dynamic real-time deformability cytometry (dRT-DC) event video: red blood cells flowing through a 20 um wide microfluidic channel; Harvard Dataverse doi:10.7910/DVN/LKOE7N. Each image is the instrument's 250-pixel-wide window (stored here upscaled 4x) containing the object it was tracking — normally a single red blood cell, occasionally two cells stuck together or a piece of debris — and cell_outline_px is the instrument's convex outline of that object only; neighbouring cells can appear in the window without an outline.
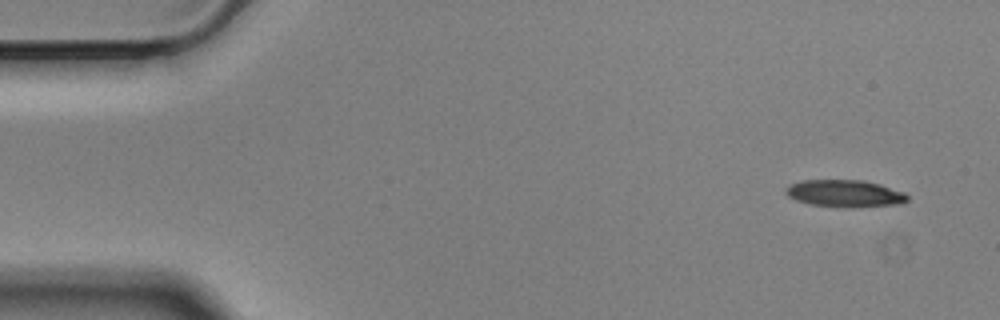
{"species": "Egyptian fruit bat (a non-hibernating species)", "species_latin": "Rousettus aegyptiacus", "temperature_condition": "cold", "stored_images_in_passage": 54, "camera_frame_rate_fps": 3000, "um_per_image_px": 0.085, "animal": {"sex": "male"}, "frame": {"image": 1, "passage_image": 1, "time_ms": 0.0, "image_size_px": [1000, 320], "cell_outline_px": [[908, 200], [900, 204], [808, 204], [796, 200], [788, 196], [784, 192], [784, 188], [800, 180], [864, 180], [880, 184], [904, 192], [908, 196]], "centroid_in_image_um": [71.75, 16.37], "position_along_channel_um": 13.2, "area_um2": 18.09}}
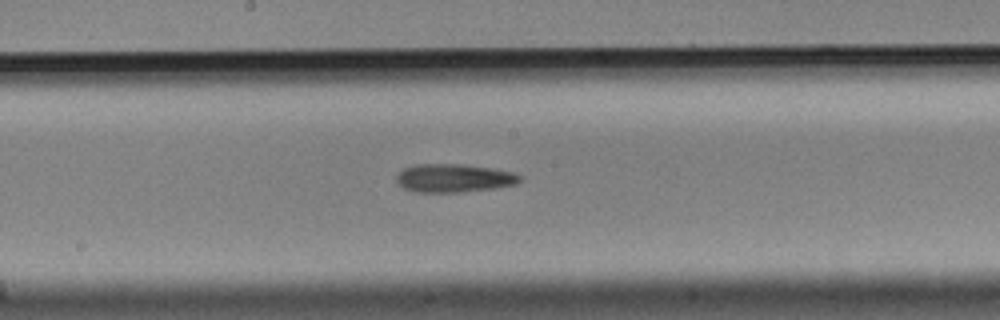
{"frame": {"image": 2, "passage_image": 27, "time_ms": 8.667, "image_size_px": [1000, 320], "cell_outline_px": [[520, 180], [516, 184], [492, 188], [456, 192], [416, 192], [404, 188], [396, 184], [396, 176], [404, 168], [416, 164], [456, 164], [492, 168], [512, 172], [520, 176]], "centroid_in_image_um": [38.52, 15.14], "position_along_channel_um": 209.7, "area_um2": 20.11}}
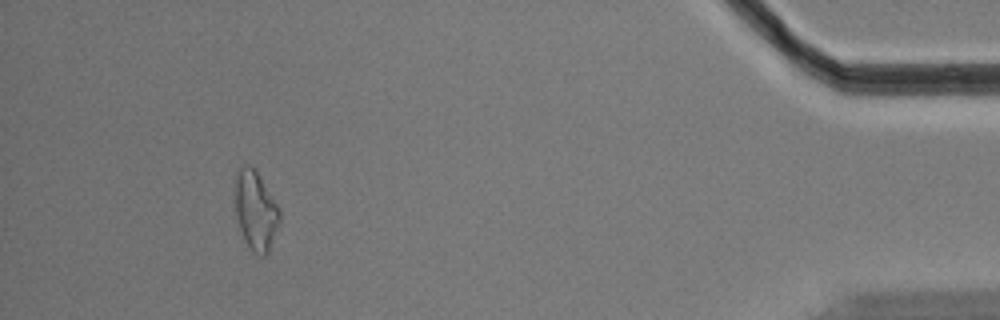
{"frame": {"image": 3, "passage_image": 50, "time_ms": 16.333, "image_size_px": [1000, 320], "cell_outline_px": [[280, 224], [268, 252], [264, 256], [260, 256], [252, 252], [244, 240], [236, 216], [236, 172], [244, 164], [248, 164], [256, 172], [280, 208]], "centroid_in_image_um": [21.75, 17.95], "position_along_channel_um": 413.5, "area_um2": 20.35}, "authors_computed_cell_mechanics": {"area_um2": 19.7098, "velocity_mm_per_s": 3.4978, "shape_relaxation_time_tau1_ms": 4.1693, "shape_relaxation_time_tau2_ms": null, "deformation_change_tau1": 0.175, "deformation_change_tau2": null}}